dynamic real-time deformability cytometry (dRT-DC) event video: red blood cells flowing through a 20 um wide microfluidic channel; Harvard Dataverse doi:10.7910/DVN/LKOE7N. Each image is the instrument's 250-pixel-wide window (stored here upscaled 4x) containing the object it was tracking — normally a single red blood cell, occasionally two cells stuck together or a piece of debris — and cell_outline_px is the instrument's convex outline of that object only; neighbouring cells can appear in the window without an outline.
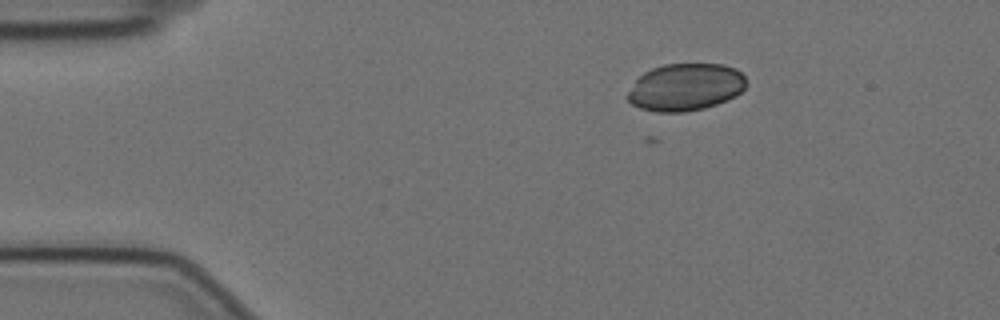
{"species": "Egyptian fruit bat (a non-hibernating species)", "species_latin": "Rousettus aegyptiacus", "temperature_condition": "cold", "stored_images_in_passage": 3, "camera_frame_rate_fps": 3000, "um_per_image_px": 0.085, "animal": {"sex": "female"}, "frame": {"image": 1, "passage_image": 1, "time_ms": 0.0, "image_size_px": [1000, 320], "cell_outline_px": [[744, 88], [740, 92], [716, 104], [704, 108], [684, 112], [656, 112], [640, 108], [632, 104], [624, 96], [636, 80], [644, 72], [652, 68], [664, 64], [724, 64], [736, 68], [744, 76]], "centroid_in_image_um": [58.21, 7.4], "position_along_channel_um": 26.8, "area_um2": 32.54}}